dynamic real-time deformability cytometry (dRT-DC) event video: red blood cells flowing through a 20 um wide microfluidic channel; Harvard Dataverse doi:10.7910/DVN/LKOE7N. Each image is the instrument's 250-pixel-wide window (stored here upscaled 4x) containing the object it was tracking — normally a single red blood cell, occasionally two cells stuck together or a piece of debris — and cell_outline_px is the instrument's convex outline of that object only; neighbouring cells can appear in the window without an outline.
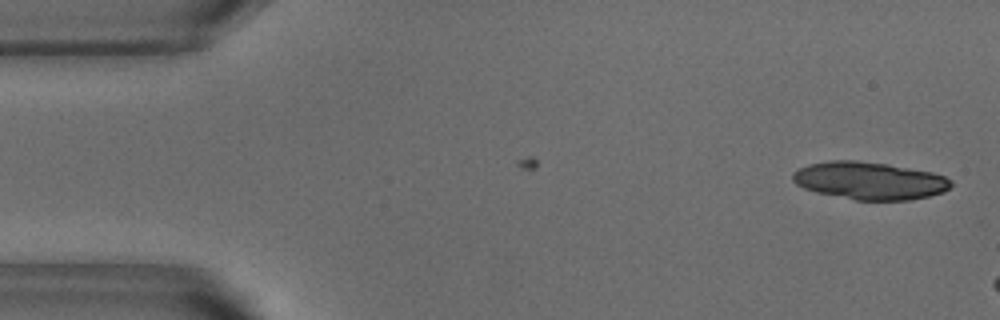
{"species": "common noctule bat (a hibernating species)", "species_latin": "Nyctalus noctula", "temperature_condition": "warm", "stored_images_in_passage": 7, "camera_frame_rate_fps": 3000, "um_per_image_px": 0.085, "animal": {"sex": "male", "body_mass_g": 18.8}, "frame": {"image": 1, "passage_image": 1, "time_ms": 0.0, "image_size_px": [1000, 320], "cell_outline_px": [[952, 184], [944, 192], [928, 196], [908, 200], [856, 200], [816, 192], [804, 188], [796, 184], [792, 180], [792, 172], [808, 164], [828, 160], [856, 160], [888, 164], [932, 172], [944, 176], [952, 180]], "centroid_in_image_um": [73.89, 15.35], "position_along_channel_um": 11.1, "area_um2": 34.74}}